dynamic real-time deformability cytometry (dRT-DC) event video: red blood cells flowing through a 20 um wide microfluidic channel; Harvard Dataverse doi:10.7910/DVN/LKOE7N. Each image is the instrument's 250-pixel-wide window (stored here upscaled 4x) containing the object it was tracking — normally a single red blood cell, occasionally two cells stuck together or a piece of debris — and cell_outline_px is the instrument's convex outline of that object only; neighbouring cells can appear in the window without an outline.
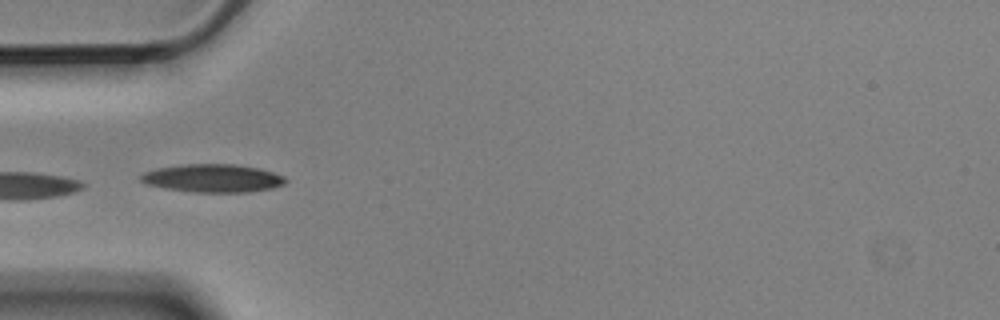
{"species": "Egyptian fruit bat (a non-hibernating species)", "species_latin": "Rousettus aegyptiacus", "temperature_condition": "cold", "stored_images_in_passage": 7, "camera_frame_rate_fps": 3000, "um_per_image_px": 0.085, "animal": {"sex": "male"}, "frame": {"image": 1, "passage_image": 5, "time_ms": 1.333, "image_size_px": [1000, 320], "cell_outline_px": [[288, 180], [284, 184], [272, 188], [248, 192], [192, 192], [164, 188], [144, 184], [140, 180], [140, 176], [144, 172], [156, 168], [180, 164], [236, 164], [260, 168], [284, 176]], "centroid_in_image_um": [18.06, 15.14], "position_along_channel_um": 66.9, "area_um2": 23.93}}
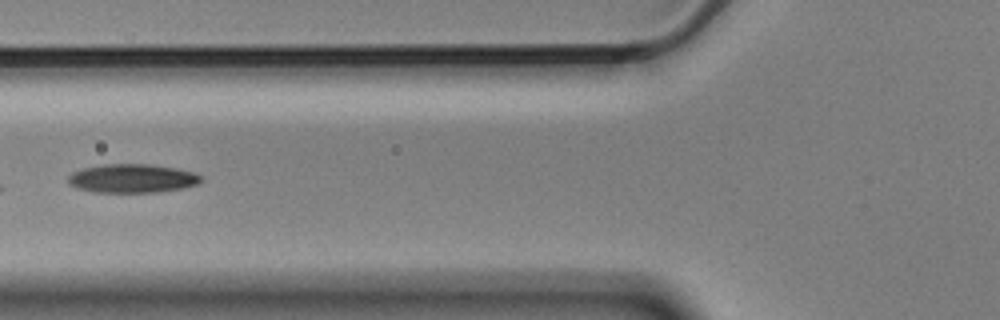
{"frame": {"image": 2, "passage_image": 6, "time_ms": 1.667, "image_size_px": [1000, 320], "cell_outline_px": [[200, 180], [196, 184], [184, 188], [156, 192], [92, 192], [76, 188], [68, 184], [68, 176], [72, 172], [84, 168], [104, 164], [152, 164], [176, 168], [192, 172], [200, 176]], "centroid_in_image_um": [11.19, 15.16], "position_along_channel_um": 114.6, "area_um2": 22.2}}
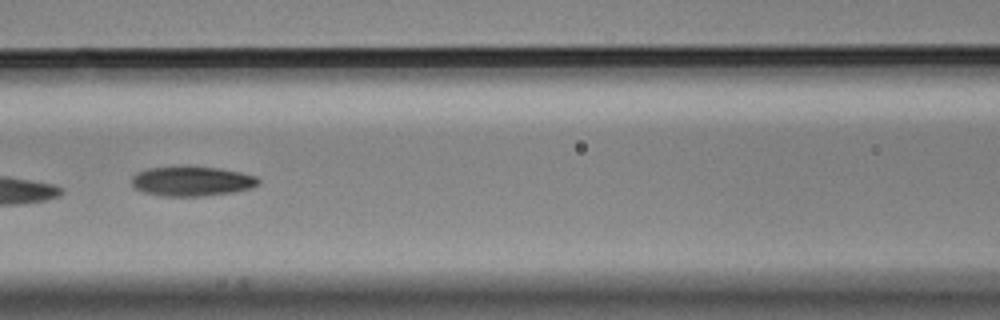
{"frame": {"image": 3, "passage_image": 7, "time_ms": 2.0, "image_size_px": [1000, 320], "cell_outline_px": [[260, 184], [252, 188], [232, 192], [204, 196], [164, 196], [144, 192], [136, 188], [132, 184], [132, 176], [136, 172], [148, 168], [176, 164], [188, 164], [220, 168], [240, 172], [256, 176], [260, 180]], "centroid_in_image_um": [16.3, 15.36], "position_along_channel_um": 150.3, "area_um2": 22.72}}